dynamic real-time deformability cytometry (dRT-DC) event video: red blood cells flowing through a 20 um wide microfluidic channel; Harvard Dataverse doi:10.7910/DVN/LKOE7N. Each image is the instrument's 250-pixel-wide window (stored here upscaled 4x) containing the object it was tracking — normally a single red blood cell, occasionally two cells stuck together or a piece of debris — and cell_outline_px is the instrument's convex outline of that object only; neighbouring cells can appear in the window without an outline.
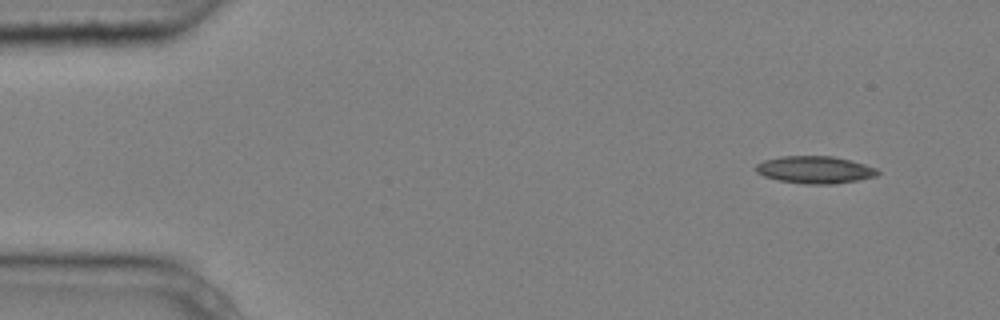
{"species": "common noctule bat (a hibernating species)", "species_latin": "Nyctalus noctula", "temperature_condition": "cold", "stored_images_in_passage": 5, "segment_of_instrument_passage": [2, 2], "camera_frame_rate_fps": 3000, "um_per_image_px": 0.085, "animal": {"sex": "male", "body_mass_g": 20.4}, "frame": {"image": 1, "passage_image": 5, "time_ms": 1.333, "image_size_px": [1000, 320], "cell_outline_px": [[880, 172], [876, 176], [856, 180], [832, 184], [804, 184], [776, 180], [764, 176], [756, 172], [756, 164], [764, 160], [780, 156], [832, 156], [852, 160], [876, 168]], "centroid_in_image_um": [69.24, 14.42], "position_along_channel_um": 15.8, "area_um2": 19.42}}